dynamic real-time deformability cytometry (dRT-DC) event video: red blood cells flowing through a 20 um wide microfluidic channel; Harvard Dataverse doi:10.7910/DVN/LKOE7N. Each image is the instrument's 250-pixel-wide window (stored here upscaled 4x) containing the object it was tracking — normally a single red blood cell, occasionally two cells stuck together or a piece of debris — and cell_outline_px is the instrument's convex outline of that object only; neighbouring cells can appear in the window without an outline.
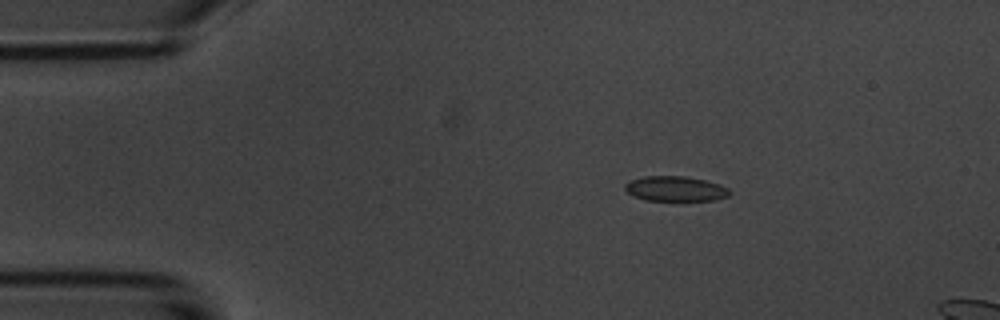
{"species": "common noctule bat (a hibernating species)", "species_latin": "Nyctalus noctula", "temperature_condition": "room temperature", "stored_images_in_passage": 4, "camera_frame_rate_fps": 3000, "um_per_image_px": 0.085, "animal": {"sex": "male", "body_mass_g": 20.1, "forearm_length_mm": 53.5}, "frame": {"image": 1, "passage_image": 3, "time_ms": 2.333, "image_size_px": [1000, 320], "cell_outline_px": [[732, 192], [728, 196], [716, 200], [644, 200], [628, 192], [624, 188], [624, 184], [628, 180], [644, 176], [684, 176], [704, 180], [720, 184], [728, 188]], "centroid_in_image_um": [57.41, 16.03], "position_along_channel_um": 27.6, "area_um2": 15.26}}